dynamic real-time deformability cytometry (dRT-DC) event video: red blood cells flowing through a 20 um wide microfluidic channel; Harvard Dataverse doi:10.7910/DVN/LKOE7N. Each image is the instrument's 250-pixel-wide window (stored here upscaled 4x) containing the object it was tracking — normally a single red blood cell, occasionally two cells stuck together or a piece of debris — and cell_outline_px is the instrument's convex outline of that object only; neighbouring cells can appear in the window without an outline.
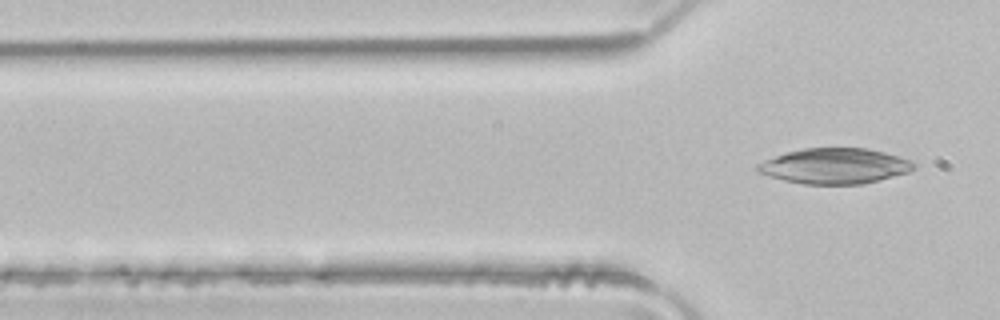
{"species": "common noctule bat (a hibernating species)", "species_latin": "Nyctalus noctula", "temperature_condition": "room temperature", "stored_images_in_passage": 5, "camera_frame_rate_fps": 3000, "um_per_image_px": 0.085, "animal": {"sex": "male", "body_mass_g": 21.5, "forearm_length_mm": 52.0}, "frame": {"image": 1, "passage_image": 5, "time_ms": 1.333, "image_size_px": [1000, 320], "cell_outline_px": [[916, 168], [908, 172], [864, 184], [804, 184], [784, 180], [760, 172], [756, 168], [756, 164], [764, 160], [788, 152], [804, 148], [868, 148], [884, 152], [912, 160], [916, 164]], "centroid_in_image_um": [71.0, 14.11], "position_along_channel_um": 54.8, "area_um2": 32.14}}